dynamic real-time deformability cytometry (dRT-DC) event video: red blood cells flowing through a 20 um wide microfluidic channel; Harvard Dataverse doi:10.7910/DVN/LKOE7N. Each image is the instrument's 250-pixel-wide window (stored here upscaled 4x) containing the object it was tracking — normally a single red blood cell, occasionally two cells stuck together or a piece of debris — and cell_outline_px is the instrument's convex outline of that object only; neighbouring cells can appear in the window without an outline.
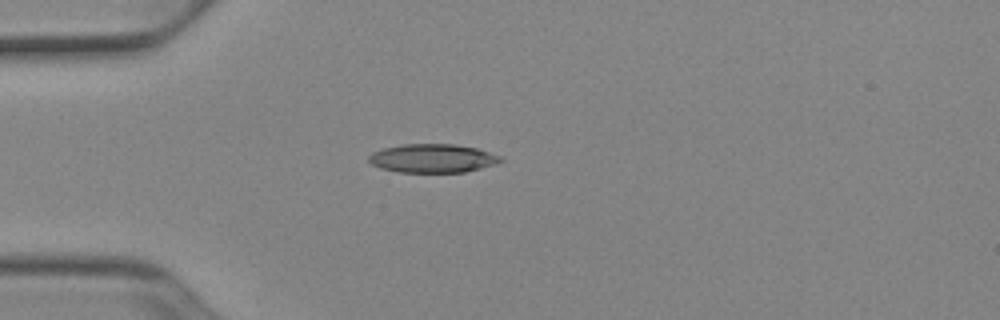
{"species": "Egyptian fruit bat (a non-hibernating species)", "species_latin": "Rousettus aegyptiacus", "temperature_condition": "cold", "stored_images_in_passage": 38, "camera_frame_rate_fps": 3000, "um_per_image_px": 0.085, "animal": {"sex": "female"}, "frame": {"image": 1, "passage_image": 1, "time_ms": 0.0, "image_size_px": [1000, 320], "cell_outline_px": [[504, 160], [496, 164], [464, 172], [400, 172], [380, 168], [372, 164], [368, 160], [368, 156], [372, 152], [384, 148], [404, 144], [456, 144], [476, 148], [500, 156]], "centroid_in_image_um": [36.76, 13.45], "position_along_channel_um": 48.2, "area_um2": 21.91}}
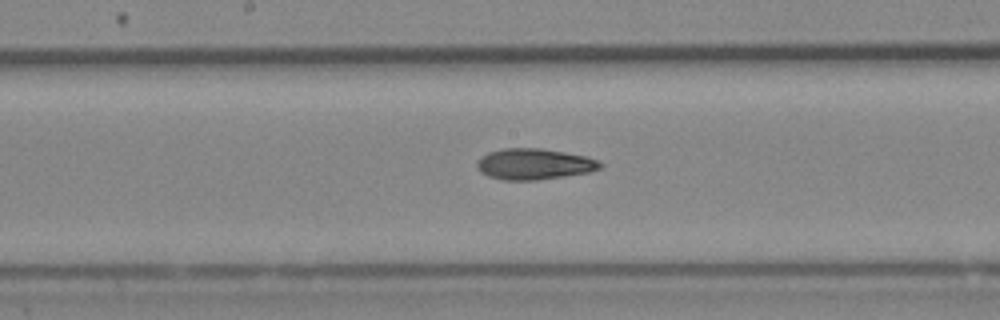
{"frame": {"image": 2, "passage_image": 14, "time_ms": 4.333, "image_size_px": [1000, 320], "cell_outline_px": [[604, 164], [600, 168], [588, 172], [564, 176], [536, 180], [504, 180], [488, 176], [480, 172], [476, 164], [476, 160], [480, 156], [488, 152], [504, 148], [540, 148], [564, 152], [584, 156], [596, 160]], "centroid_in_image_um": [45.34, 13.94], "position_along_channel_um": 202.9, "area_um2": 22.2}}
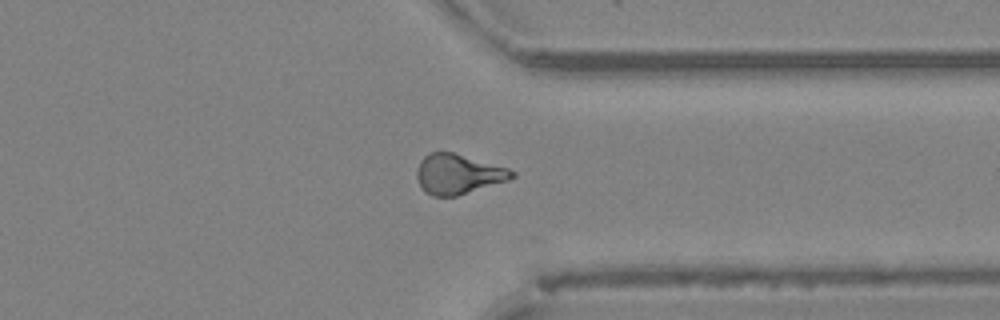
{"frame": {"image": 3, "passage_image": 27, "time_ms": 8.667, "image_size_px": [1000, 320], "cell_outline_px": [[516, 176], [508, 180], [456, 196], [432, 196], [424, 192], [416, 176], [416, 172], [420, 160], [428, 152], [452, 152], [508, 168], [516, 172]], "centroid_in_image_um": [38.92, 14.8], "position_along_channel_um": 372.5, "area_um2": 22.02}, "authors_computed_cell_mechanics": {"area_um2": 21.8195, "velocity_mm_per_s": 3.9256, "shape_relaxation_time_tau1_ms": 9.0126, "shape_relaxation_time_tau2_ms": 6.6946, "deformation_change_tau1": 0.1732, "deformation_change_tau2": 0.1613}}